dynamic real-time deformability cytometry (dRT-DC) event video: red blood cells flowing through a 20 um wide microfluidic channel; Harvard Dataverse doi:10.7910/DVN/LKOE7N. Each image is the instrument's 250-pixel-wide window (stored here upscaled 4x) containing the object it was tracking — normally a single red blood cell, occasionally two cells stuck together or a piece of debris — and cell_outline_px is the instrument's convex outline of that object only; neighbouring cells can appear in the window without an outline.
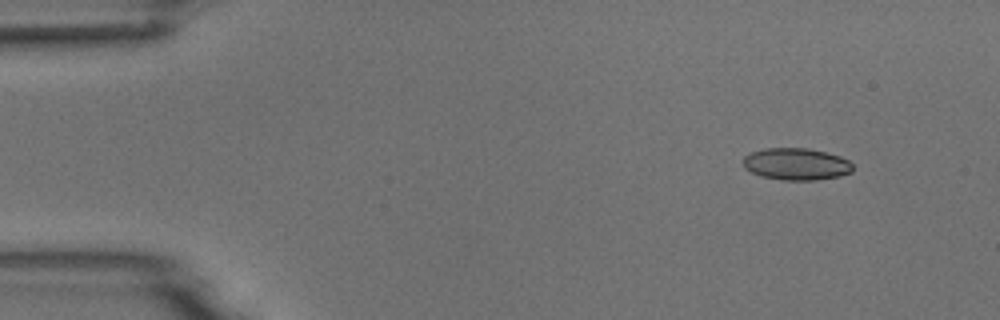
{"species": "common noctule bat (a hibernating species)", "species_latin": "Nyctalus noctula", "temperature_condition": "room temperature", "stored_images_in_passage": 4, "camera_frame_rate_fps": 3000, "um_per_image_px": 0.085, "animal": {"sex": "male", "body_mass_g": 18.8}, "frame": {"image": 1, "passage_image": 1, "time_ms": 0.0, "image_size_px": [1000, 320], "cell_outline_px": [[852, 172], [840, 176], [816, 180], [784, 180], [760, 176], [744, 168], [744, 156], [752, 152], [764, 148], [808, 148], [840, 156], [848, 160], [852, 164]], "centroid_in_image_um": [67.68, 13.95], "position_along_channel_um": 17.3, "area_um2": 20.4}}
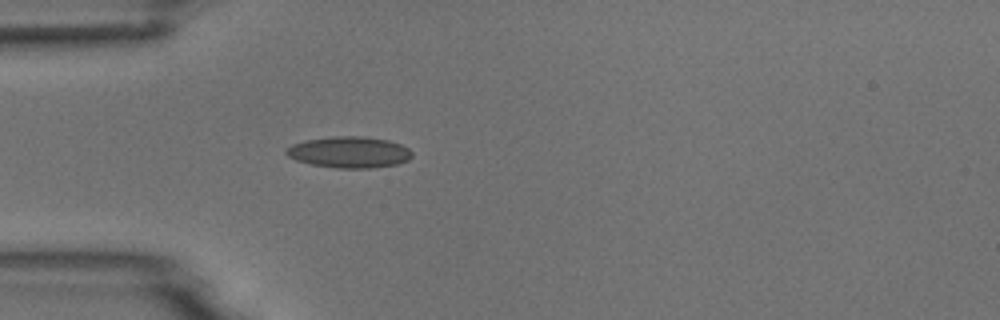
{"frame": {"image": 2, "passage_image": 4, "time_ms": 3.333, "image_size_px": [1000, 320], "cell_outline_px": [[412, 156], [408, 160], [396, 164], [372, 168], [336, 168], [312, 164], [296, 160], [288, 156], [284, 152], [292, 144], [304, 140], [332, 136], [364, 136], [388, 140], [400, 144], [408, 148], [412, 152]], "centroid_in_image_um": [29.68, 12.93], "position_along_channel_um": 55.3, "area_um2": 22.95}}